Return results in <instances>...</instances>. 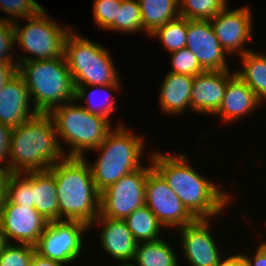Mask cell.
I'll use <instances>...</instances> for the list:
<instances>
[{
  "instance_id": "cell-1",
  "label": "cell",
  "mask_w": 266,
  "mask_h": 266,
  "mask_svg": "<svg viewBox=\"0 0 266 266\" xmlns=\"http://www.w3.org/2000/svg\"><path fill=\"white\" fill-rule=\"evenodd\" d=\"M148 159L195 218L219 217L226 211L231 194L193 169L185 153L155 151Z\"/></svg>"
},
{
  "instance_id": "cell-2",
  "label": "cell",
  "mask_w": 266,
  "mask_h": 266,
  "mask_svg": "<svg viewBox=\"0 0 266 266\" xmlns=\"http://www.w3.org/2000/svg\"><path fill=\"white\" fill-rule=\"evenodd\" d=\"M58 141L53 120L39 113L12 129L9 152V173L46 171L66 157Z\"/></svg>"
},
{
  "instance_id": "cell-3",
  "label": "cell",
  "mask_w": 266,
  "mask_h": 266,
  "mask_svg": "<svg viewBox=\"0 0 266 266\" xmlns=\"http://www.w3.org/2000/svg\"><path fill=\"white\" fill-rule=\"evenodd\" d=\"M85 157H64L49 168L58 195V220H77L90 225L100 214V193Z\"/></svg>"
},
{
  "instance_id": "cell-4",
  "label": "cell",
  "mask_w": 266,
  "mask_h": 266,
  "mask_svg": "<svg viewBox=\"0 0 266 266\" xmlns=\"http://www.w3.org/2000/svg\"><path fill=\"white\" fill-rule=\"evenodd\" d=\"M124 124L123 121L118 123L108 133L104 142L91 150L99 153L94 163L88 162L99 193L123 176L144 166L141 159L146 139L143 135L130 131Z\"/></svg>"
},
{
  "instance_id": "cell-5",
  "label": "cell",
  "mask_w": 266,
  "mask_h": 266,
  "mask_svg": "<svg viewBox=\"0 0 266 266\" xmlns=\"http://www.w3.org/2000/svg\"><path fill=\"white\" fill-rule=\"evenodd\" d=\"M17 72L23 77L38 113L48 114L74 100L75 85L65 57L20 62Z\"/></svg>"
},
{
  "instance_id": "cell-6",
  "label": "cell",
  "mask_w": 266,
  "mask_h": 266,
  "mask_svg": "<svg viewBox=\"0 0 266 266\" xmlns=\"http://www.w3.org/2000/svg\"><path fill=\"white\" fill-rule=\"evenodd\" d=\"M75 100L52 109L48 115L53 120L58 141L70 145L66 157H85L86 152L104 142L114 128L105 117L89 113Z\"/></svg>"
},
{
  "instance_id": "cell-7",
  "label": "cell",
  "mask_w": 266,
  "mask_h": 266,
  "mask_svg": "<svg viewBox=\"0 0 266 266\" xmlns=\"http://www.w3.org/2000/svg\"><path fill=\"white\" fill-rule=\"evenodd\" d=\"M72 29L64 43V57L75 86L120 84L111 51ZM110 52V53H109Z\"/></svg>"
},
{
  "instance_id": "cell-8",
  "label": "cell",
  "mask_w": 266,
  "mask_h": 266,
  "mask_svg": "<svg viewBox=\"0 0 266 266\" xmlns=\"http://www.w3.org/2000/svg\"><path fill=\"white\" fill-rule=\"evenodd\" d=\"M48 15L42 8L36 15L25 18L28 24L13 23L15 45L30 54L19 57L16 53L17 65L20 62L64 57V43L72 27H62Z\"/></svg>"
},
{
  "instance_id": "cell-9",
  "label": "cell",
  "mask_w": 266,
  "mask_h": 266,
  "mask_svg": "<svg viewBox=\"0 0 266 266\" xmlns=\"http://www.w3.org/2000/svg\"><path fill=\"white\" fill-rule=\"evenodd\" d=\"M89 225L77 220L48 222L37 243L36 252L42 257L65 265L75 263L84 250V237Z\"/></svg>"
},
{
  "instance_id": "cell-10",
  "label": "cell",
  "mask_w": 266,
  "mask_h": 266,
  "mask_svg": "<svg viewBox=\"0 0 266 266\" xmlns=\"http://www.w3.org/2000/svg\"><path fill=\"white\" fill-rule=\"evenodd\" d=\"M123 176L100 193V216L124 220L145 205L147 175L154 169L152 162Z\"/></svg>"
},
{
  "instance_id": "cell-11",
  "label": "cell",
  "mask_w": 266,
  "mask_h": 266,
  "mask_svg": "<svg viewBox=\"0 0 266 266\" xmlns=\"http://www.w3.org/2000/svg\"><path fill=\"white\" fill-rule=\"evenodd\" d=\"M145 205L156 215L164 229L176 230L196 219L155 169L147 175Z\"/></svg>"
},
{
  "instance_id": "cell-12",
  "label": "cell",
  "mask_w": 266,
  "mask_h": 266,
  "mask_svg": "<svg viewBox=\"0 0 266 266\" xmlns=\"http://www.w3.org/2000/svg\"><path fill=\"white\" fill-rule=\"evenodd\" d=\"M249 8L243 6L231 10L226 6L210 20L216 37L229 56L234 53L241 56L252 49L246 47L254 32Z\"/></svg>"
},
{
  "instance_id": "cell-13",
  "label": "cell",
  "mask_w": 266,
  "mask_h": 266,
  "mask_svg": "<svg viewBox=\"0 0 266 266\" xmlns=\"http://www.w3.org/2000/svg\"><path fill=\"white\" fill-rule=\"evenodd\" d=\"M211 221L212 218H196L178 228L183 257L190 266H216L222 258L219 245L210 231Z\"/></svg>"
},
{
  "instance_id": "cell-14",
  "label": "cell",
  "mask_w": 266,
  "mask_h": 266,
  "mask_svg": "<svg viewBox=\"0 0 266 266\" xmlns=\"http://www.w3.org/2000/svg\"><path fill=\"white\" fill-rule=\"evenodd\" d=\"M48 221L34 208L17 205L6 199L0 226L8 243L36 246Z\"/></svg>"
},
{
  "instance_id": "cell-15",
  "label": "cell",
  "mask_w": 266,
  "mask_h": 266,
  "mask_svg": "<svg viewBox=\"0 0 266 266\" xmlns=\"http://www.w3.org/2000/svg\"><path fill=\"white\" fill-rule=\"evenodd\" d=\"M186 47L195 55L205 71L230 70L226 56L209 20L187 19Z\"/></svg>"
},
{
  "instance_id": "cell-16",
  "label": "cell",
  "mask_w": 266,
  "mask_h": 266,
  "mask_svg": "<svg viewBox=\"0 0 266 266\" xmlns=\"http://www.w3.org/2000/svg\"><path fill=\"white\" fill-rule=\"evenodd\" d=\"M38 114L25 81L17 72L0 90V123L13 129Z\"/></svg>"
},
{
  "instance_id": "cell-17",
  "label": "cell",
  "mask_w": 266,
  "mask_h": 266,
  "mask_svg": "<svg viewBox=\"0 0 266 266\" xmlns=\"http://www.w3.org/2000/svg\"><path fill=\"white\" fill-rule=\"evenodd\" d=\"M233 72V73H232ZM234 71H205L194 76L191 90V112L213 115L219 110L228 80Z\"/></svg>"
},
{
  "instance_id": "cell-18",
  "label": "cell",
  "mask_w": 266,
  "mask_h": 266,
  "mask_svg": "<svg viewBox=\"0 0 266 266\" xmlns=\"http://www.w3.org/2000/svg\"><path fill=\"white\" fill-rule=\"evenodd\" d=\"M90 229L99 227L96 238H100L102 249L117 262L133 261L138 241L128 229L124 220L110 219L98 215L89 225Z\"/></svg>"
},
{
  "instance_id": "cell-19",
  "label": "cell",
  "mask_w": 266,
  "mask_h": 266,
  "mask_svg": "<svg viewBox=\"0 0 266 266\" xmlns=\"http://www.w3.org/2000/svg\"><path fill=\"white\" fill-rule=\"evenodd\" d=\"M260 105H262V102L235 73L228 80L221 106L214 115L220 116L218 117L221 118L220 121L228 124L243 119L252 112L255 113L256 109L261 108Z\"/></svg>"
},
{
  "instance_id": "cell-20",
  "label": "cell",
  "mask_w": 266,
  "mask_h": 266,
  "mask_svg": "<svg viewBox=\"0 0 266 266\" xmlns=\"http://www.w3.org/2000/svg\"><path fill=\"white\" fill-rule=\"evenodd\" d=\"M194 76L167 72L159 87L160 109L166 115L181 116L191 109Z\"/></svg>"
},
{
  "instance_id": "cell-21",
  "label": "cell",
  "mask_w": 266,
  "mask_h": 266,
  "mask_svg": "<svg viewBox=\"0 0 266 266\" xmlns=\"http://www.w3.org/2000/svg\"><path fill=\"white\" fill-rule=\"evenodd\" d=\"M121 84H109V85H85V86H75V96L74 100L76 102L81 101L82 107L86 109L89 113L105 117L106 119L110 120L112 114L117 111V100L118 97L115 93H111V91L116 92L121 88ZM90 87V89H89ZM91 87L93 88L91 90ZM89 90H88V89ZM102 93H106L104 96L101 95ZM102 97H101V96ZM100 96V98L96 100V97ZM107 96V97H106ZM106 97V98H105ZM83 100V101H82Z\"/></svg>"
},
{
  "instance_id": "cell-22",
  "label": "cell",
  "mask_w": 266,
  "mask_h": 266,
  "mask_svg": "<svg viewBox=\"0 0 266 266\" xmlns=\"http://www.w3.org/2000/svg\"><path fill=\"white\" fill-rule=\"evenodd\" d=\"M32 196L34 208L48 221L58 220V195L54 174L33 171Z\"/></svg>"
},
{
  "instance_id": "cell-23",
  "label": "cell",
  "mask_w": 266,
  "mask_h": 266,
  "mask_svg": "<svg viewBox=\"0 0 266 266\" xmlns=\"http://www.w3.org/2000/svg\"><path fill=\"white\" fill-rule=\"evenodd\" d=\"M251 49L239 56L243 67L235 68V73L254 92L256 97L265 104L266 101V53ZM237 69V70H236Z\"/></svg>"
},
{
  "instance_id": "cell-24",
  "label": "cell",
  "mask_w": 266,
  "mask_h": 266,
  "mask_svg": "<svg viewBox=\"0 0 266 266\" xmlns=\"http://www.w3.org/2000/svg\"><path fill=\"white\" fill-rule=\"evenodd\" d=\"M138 2L143 29L148 35L179 17V0H138Z\"/></svg>"
},
{
  "instance_id": "cell-25",
  "label": "cell",
  "mask_w": 266,
  "mask_h": 266,
  "mask_svg": "<svg viewBox=\"0 0 266 266\" xmlns=\"http://www.w3.org/2000/svg\"><path fill=\"white\" fill-rule=\"evenodd\" d=\"M177 250L161 237L158 240L138 243L134 262L138 266H180Z\"/></svg>"
},
{
  "instance_id": "cell-26",
  "label": "cell",
  "mask_w": 266,
  "mask_h": 266,
  "mask_svg": "<svg viewBox=\"0 0 266 266\" xmlns=\"http://www.w3.org/2000/svg\"><path fill=\"white\" fill-rule=\"evenodd\" d=\"M124 221L139 243L158 240L162 236L164 226L146 205L136 209Z\"/></svg>"
},
{
  "instance_id": "cell-27",
  "label": "cell",
  "mask_w": 266,
  "mask_h": 266,
  "mask_svg": "<svg viewBox=\"0 0 266 266\" xmlns=\"http://www.w3.org/2000/svg\"><path fill=\"white\" fill-rule=\"evenodd\" d=\"M7 199L21 206L34 207L32 186L33 171L8 173L5 177Z\"/></svg>"
},
{
  "instance_id": "cell-28",
  "label": "cell",
  "mask_w": 266,
  "mask_h": 266,
  "mask_svg": "<svg viewBox=\"0 0 266 266\" xmlns=\"http://www.w3.org/2000/svg\"><path fill=\"white\" fill-rule=\"evenodd\" d=\"M149 37L157 38L169 53L186 47L187 19L178 17L157 28Z\"/></svg>"
},
{
  "instance_id": "cell-29",
  "label": "cell",
  "mask_w": 266,
  "mask_h": 266,
  "mask_svg": "<svg viewBox=\"0 0 266 266\" xmlns=\"http://www.w3.org/2000/svg\"><path fill=\"white\" fill-rule=\"evenodd\" d=\"M106 30L126 34L143 32V21L138 0H121L117 19Z\"/></svg>"
},
{
  "instance_id": "cell-30",
  "label": "cell",
  "mask_w": 266,
  "mask_h": 266,
  "mask_svg": "<svg viewBox=\"0 0 266 266\" xmlns=\"http://www.w3.org/2000/svg\"><path fill=\"white\" fill-rule=\"evenodd\" d=\"M228 5V0H179V16L188 20H211Z\"/></svg>"
},
{
  "instance_id": "cell-31",
  "label": "cell",
  "mask_w": 266,
  "mask_h": 266,
  "mask_svg": "<svg viewBox=\"0 0 266 266\" xmlns=\"http://www.w3.org/2000/svg\"><path fill=\"white\" fill-rule=\"evenodd\" d=\"M42 8L44 7L37 0H0V10L10 15L1 17L0 20L14 23L36 15Z\"/></svg>"
},
{
  "instance_id": "cell-32",
  "label": "cell",
  "mask_w": 266,
  "mask_h": 266,
  "mask_svg": "<svg viewBox=\"0 0 266 266\" xmlns=\"http://www.w3.org/2000/svg\"><path fill=\"white\" fill-rule=\"evenodd\" d=\"M35 252L32 245L8 243L0 253V266H30Z\"/></svg>"
},
{
  "instance_id": "cell-33",
  "label": "cell",
  "mask_w": 266,
  "mask_h": 266,
  "mask_svg": "<svg viewBox=\"0 0 266 266\" xmlns=\"http://www.w3.org/2000/svg\"><path fill=\"white\" fill-rule=\"evenodd\" d=\"M169 54L172 65V68L169 72L176 74H186L190 76H196L205 72L195 55L187 47L171 52Z\"/></svg>"
},
{
  "instance_id": "cell-34",
  "label": "cell",
  "mask_w": 266,
  "mask_h": 266,
  "mask_svg": "<svg viewBox=\"0 0 266 266\" xmlns=\"http://www.w3.org/2000/svg\"><path fill=\"white\" fill-rule=\"evenodd\" d=\"M121 0H94L93 19L99 29L105 30L117 19Z\"/></svg>"
},
{
  "instance_id": "cell-35",
  "label": "cell",
  "mask_w": 266,
  "mask_h": 266,
  "mask_svg": "<svg viewBox=\"0 0 266 266\" xmlns=\"http://www.w3.org/2000/svg\"><path fill=\"white\" fill-rule=\"evenodd\" d=\"M13 23L0 20V62L17 63ZM15 49V50H14ZM13 53V54H12Z\"/></svg>"
},
{
  "instance_id": "cell-36",
  "label": "cell",
  "mask_w": 266,
  "mask_h": 266,
  "mask_svg": "<svg viewBox=\"0 0 266 266\" xmlns=\"http://www.w3.org/2000/svg\"><path fill=\"white\" fill-rule=\"evenodd\" d=\"M12 128L0 123V173L8 174V152ZM5 164V165H4Z\"/></svg>"
},
{
  "instance_id": "cell-37",
  "label": "cell",
  "mask_w": 266,
  "mask_h": 266,
  "mask_svg": "<svg viewBox=\"0 0 266 266\" xmlns=\"http://www.w3.org/2000/svg\"><path fill=\"white\" fill-rule=\"evenodd\" d=\"M251 256L242 253L246 266H266V240L261 243L259 242L255 254H252Z\"/></svg>"
},
{
  "instance_id": "cell-38",
  "label": "cell",
  "mask_w": 266,
  "mask_h": 266,
  "mask_svg": "<svg viewBox=\"0 0 266 266\" xmlns=\"http://www.w3.org/2000/svg\"><path fill=\"white\" fill-rule=\"evenodd\" d=\"M17 73V63L0 62V90Z\"/></svg>"
},
{
  "instance_id": "cell-39",
  "label": "cell",
  "mask_w": 266,
  "mask_h": 266,
  "mask_svg": "<svg viewBox=\"0 0 266 266\" xmlns=\"http://www.w3.org/2000/svg\"><path fill=\"white\" fill-rule=\"evenodd\" d=\"M216 266H246L242 254L236 253L229 257H222Z\"/></svg>"
},
{
  "instance_id": "cell-40",
  "label": "cell",
  "mask_w": 266,
  "mask_h": 266,
  "mask_svg": "<svg viewBox=\"0 0 266 266\" xmlns=\"http://www.w3.org/2000/svg\"><path fill=\"white\" fill-rule=\"evenodd\" d=\"M30 266H67L49 258L42 257L39 253L35 252Z\"/></svg>"
},
{
  "instance_id": "cell-41",
  "label": "cell",
  "mask_w": 266,
  "mask_h": 266,
  "mask_svg": "<svg viewBox=\"0 0 266 266\" xmlns=\"http://www.w3.org/2000/svg\"><path fill=\"white\" fill-rule=\"evenodd\" d=\"M5 177H6V174L0 173V217H1V213L4 209L5 202L7 199Z\"/></svg>"
},
{
  "instance_id": "cell-42",
  "label": "cell",
  "mask_w": 266,
  "mask_h": 266,
  "mask_svg": "<svg viewBox=\"0 0 266 266\" xmlns=\"http://www.w3.org/2000/svg\"><path fill=\"white\" fill-rule=\"evenodd\" d=\"M7 244L8 241L0 226V253L4 250Z\"/></svg>"
},
{
  "instance_id": "cell-43",
  "label": "cell",
  "mask_w": 266,
  "mask_h": 266,
  "mask_svg": "<svg viewBox=\"0 0 266 266\" xmlns=\"http://www.w3.org/2000/svg\"><path fill=\"white\" fill-rule=\"evenodd\" d=\"M118 266H138L134 261L119 262Z\"/></svg>"
}]
</instances>
